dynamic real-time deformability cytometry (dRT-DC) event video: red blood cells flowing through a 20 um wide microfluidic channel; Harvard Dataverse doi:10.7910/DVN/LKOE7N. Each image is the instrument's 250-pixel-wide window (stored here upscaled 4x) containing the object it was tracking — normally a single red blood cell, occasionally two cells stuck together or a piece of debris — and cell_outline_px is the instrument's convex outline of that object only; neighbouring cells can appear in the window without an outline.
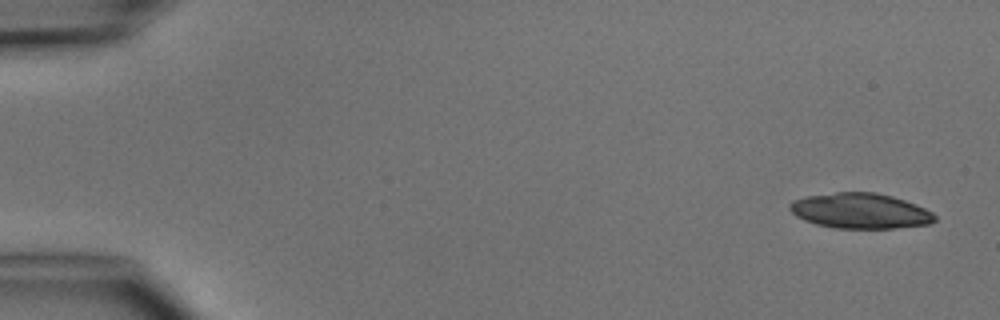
{"species": "common noctule bat (a hibernating species)", "species_latin": "Nyctalus noctula", "temperature_condition": "cold", "stored_images_in_passage": 5, "camera_frame_rate_fps": 3000, "um_per_image_px": 0.085, "animal": {"sex": "male", "body_mass_g": 15.6}, "frame": {"image": 1, "passage_image": 1, "time_ms": 0.0, "image_size_px": [1000, 320], "cell_outline_px": [[936, 220], [928, 224], [892, 228], [832, 228], [816, 224], [804, 220], [796, 216], [788, 208], [788, 204], [792, 200], [808, 196], [836, 192], [876, 192], [892, 196], [916, 204], [932, 212], [936, 216]], "centroid_in_image_um": [73.1, 17.92], "position_along_channel_um": 11.9, "area_um2": 29.88}}